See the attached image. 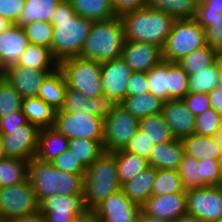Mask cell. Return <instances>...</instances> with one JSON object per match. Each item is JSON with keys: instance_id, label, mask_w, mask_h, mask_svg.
Masks as SVG:
<instances>
[{"instance_id": "obj_4", "label": "cell", "mask_w": 222, "mask_h": 222, "mask_svg": "<svg viewBox=\"0 0 222 222\" xmlns=\"http://www.w3.org/2000/svg\"><path fill=\"white\" fill-rule=\"evenodd\" d=\"M125 41L124 25L120 16L93 22L80 58L98 62L120 58Z\"/></svg>"}, {"instance_id": "obj_62", "label": "cell", "mask_w": 222, "mask_h": 222, "mask_svg": "<svg viewBox=\"0 0 222 222\" xmlns=\"http://www.w3.org/2000/svg\"><path fill=\"white\" fill-rule=\"evenodd\" d=\"M217 63L219 72V85H222V53L218 54Z\"/></svg>"}, {"instance_id": "obj_17", "label": "cell", "mask_w": 222, "mask_h": 222, "mask_svg": "<svg viewBox=\"0 0 222 222\" xmlns=\"http://www.w3.org/2000/svg\"><path fill=\"white\" fill-rule=\"evenodd\" d=\"M55 70H35L13 65L3 70L2 77L23 98L37 97L42 81Z\"/></svg>"}, {"instance_id": "obj_39", "label": "cell", "mask_w": 222, "mask_h": 222, "mask_svg": "<svg viewBox=\"0 0 222 222\" xmlns=\"http://www.w3.org/2000/svg\"><path fill=\"white\" fill-rule=\"evenodd\" d=\"M149 84V93L162 101L169 100V62L162 61L146 72Z\"/></svg>"}, {"instance_id": "obj_28", "label": "cell", "mask_w": 222, "mask_h": 222, "mask_svg": "<svg viewBox=\"0 0 222 222\" xmlns=\"http://www.w3.org/2000/svg\"><path fill=\"white\" fill-rule=\"evenodd\" d=\"M21 110L28 122L39 129L54 126L55 111L39 97L23 99Z\"/></svg>"}, {"instance_id": "obj_52", "label": "cell", "mask_w": 222, "mask_h": 222, "mask_svg": "<svg viewBox=\"0 0 222 222\" xmlns=\"http://www.w3.org/2000/svg\"><path fill=\"white\" fill-rule=\"evenodd\" d=\"M25 0H0V15L15 24L24 8Z\"/></svg>"}, {"instance_id": "obj_24", "label": "cell", "mask_w": 222, "mask_h": 222, "mask_svg": "<svg viewBox=\"0 0 222 222\" xmlns=\"http://www.w3.org/2000/svg\"><path fill=\"white\" fill-rule=\"evenodd\" d=\"M156 169L152 166L138 173L121 186L124 194L134 203L142 206L151 196Z\"/></svg>"}, {"instance_id": "obj_29", "label": "cell", "mask_w": 222, "mask_h": 222, "mask_svg": "<svg viewBox=\"0 0 222 222\" xmlns=\"http://www.w3.org/2000/svg\"><path fill=\"white\" fill-rule=\"evenodd\" d=\"M116 158L117 174L122 186L149 167L148 160L124 149L111 152Z\"/></svg>"}, {"instance_id": "obj_49", "label": "cell", "mask_w": 222, "mask_h": 222, "mask_svg": "<svg viewBox=\"0 0 222 222\" xmlns=\"http://www.w3.org/2000/svg\"><path fill=\"white\" fill-rule=\"evenodd\" d=\"M153 147L154 143L146 137L142 130L138 129L124 150L148 160Z\"/></svg>"}, {"instance_id": "obj_54", "label": "cell", "mask_w": 222, "mask_h": 222, "mask_svg": "<svg viewBox=\"0 0 222 222\" xmlns=\"http://www.w3.org/2000/svg\"><path fill=\"white\" fill-rule=\"evenodd\" d=\"M28 123L26 116L22 110L13 113L12 116L0 118V129H14Z\"/></svg>"}, {"instance_id": "obj_38", "label": "cell", "mask_w": 222, "mask_h": 222, "mask_svg": "<svg viewBox=\"0 0 222 222\" xmlns=\"http://www.w3.org/2000/svg\"><path fill=\"white\" fill-rule=\"evenodd\" d=\"M194 19L205 29L206 44L222 53V14H196Z\"/></svg>"}, {"instance_id": "obj_25", "label": "cell", "mask_w": 222, "mask_h": 222, "mask_svg": "<svg viewBox=\"0 0 222 222\" xmlns=\"http://www.w3.org/2000/svg\"><path fill=\"white\" fill-rule=\"evenodd\" d=\"M67 88L62 71L57 68L42 81L37 97L41 98L54 111L61 110Z\"/></svg>"}, {"instance_id": "obj_51", "label": "cell", "mask_w": 222, "mask_h": 222, "mask_svg": "<svg viewBox=\"0 0 222 222\" xmlns=\"http://www.w3.org/2000/svg\"><path fill=\"white\" fill-rule=\"evenodd\" d=\"M127 85V96H139L149 93L146 72H132Z\"/></svg>"}, {"instance_id": "obj_50", "label": "cell", "mask_w": 222, "mask_h": 222, "mask_svg": "<svg viewBox=\"0 0 222 222\" xmlns=\"http://www.w3.org/2000/svg\"><path fill=\"white\" fill-rule=\"evenodd\" d=\"M183 101L195 117L202 114L205 110L211 108L208 94L188 93L183 98Z\"/></svg>"}, {"instance_id": "obj_40", "label": "cell", "mask_w": 222, "mask_h": 222, "mask_svg": "<svg viewBox=\"0 0 222 222\" xmlns=\"http://www.w3.org/2000/svg\"><path fill=\"white\" fill-rule=\"evenodd\" d=\"M170 193H186L178 170L156 169L152 195H166Z\"/></svg>"}, {"instance_id": "obj_37", "label": "cell", "mask_w": 222, "mask_h": 222, "mask_svg": "<svg viewBox=\"0 0 222 222\" xmlns=\"http://www.w3.org/2000/svg\"><path fill=\"white\" fill-rule=\"evenodd\" d=\"M68 149L87 169L103 152V141L74 138L69 140Z\"/></svg>"}, {"instance_id": "obj_31", "label": "cell", "mask_w": 222, "mask_h": 222, "mask_svg": "<svg viewBox=\"0 0 222 222\" xmlns=\"http://www.w3.org/2000/svg\"><path fill=\"white\" fill-rule=\"evenodd\" d=\"M17 66L35 70H56L59 63L54 59L49 48L30 43L21 55Z\"/></svg>"}, {"instance_id": "obj_33", "label": "cell", "mask_w": 222, "mask_h": 222, "mask_svg": "<svg viewBox=\"0 0 222 222\" xmlns=\"http://www.w3.org/2000/svg\"><path fill=\"white\" fill-rule=\"evenodd\" d=\"M200 0H148V6L175 20L194 19Z\"/></svg>"}, {"instance_id": "obj_53", "label": "cell", "mask_w": 222, "mask_h": 222, "mask_svg": "<svg viewBox=\"0 0 222 222\" xmlns=\"http://www.w3.org/2000/svg\"><path fill=\"white\" fill-rule=\"evenodd\" d=\"M112 6L117 16L148 6V0H112Z\"/></svg>"}, {"instance_id": "obj_58", "label": "cell", "mask_w": 222, "mask_h": 222, "mask_svg": "<svg viewBox=\"0 0 222 222\" xmlns=\"http://www.w3.org/2000/svg\"><path fill=\"white\" fill-rule=\"evenodd\" d=\"M75 222H101L93 210H87L82 216L77 217Z\"/></svg>"}, {"instance_id": "obj_13", "label": "cell", "mask_w": 222, "mask_h": 222, "mask_svg": "<svg viewBox=\"0 0 222 222\" xmlns=\"http://www.w3.org/2000/svg\"><path fill=\"white\" fill-rule=\"evenodd\" d=\"M44 222H75L86 211L83 195L54 194L39 203Z\"/></svg>"}, {"instance_id": "obj_46", "label": "cell", "mask_w": 222, "mask_h": 222, "mask_svg": "<svg viewBox=\"0 0 222 222\" xmlns=\"http://www.w3.org/2000/svg\"><path fill=\"white\" fill-rule=\"evenodd\" d=\"M195 132L202 136H214L221 129V114L212 108L195 117Z\"/></svg>"}, {"instance_id": "obj_18", "label": "cell", "mask_w": 222, "mask_h": 222, "mask_svg": "<svg viewBox=\"0 0 222 222\" xmlns=\"http://www.w3.org/2000/svg\"><path fill=\"white\" fill-rule=\"evenodd\" d=\"M121 58L133 72H148L163 61L162 48L151 43L125 41Z\"/></svg>"}, {"instance_id": "obj_16", "label": "cell", "mask_w": 222, "mask_h": 222, "mask_svg": "<svg viewBox=\"0 0 222 222\" xmlns=\"http://www.w3.org/2000/svg\"><path fill=\"white\" fill-rule=\"evenodd\" d=\"M101 222H137L141 206L132 202L122 190L108 196L94 210Z\"/></svg>"}, {"instance_id": "obj_12", "label": "cell", "mask_w": 222, "mask_h": 222, "mask_svg": "<svg viewBox=\"0 0 222 222\" xmlns=\"http://www.w3.org/2000/svg\"><path fill=\"white\" fill-rule=\"evenodd\" d=\"M40 129L31 123L14 129H0V137L7 157L31 160L38 148Z\"/></svg>"}, {"instance_id": "obj_41", "label": "cell", "mask_w": 222, "mask_h": 222, "mask_svg": "<svg viewBox=\"0 0 222 222\" xmlns=\"http://www.w3.org/2000/svg\"><path fill=\"white\" fill-rule=\"evenodd\" d=\"M218 54L216 49L206 44L186 55L177 63L190 75L193 74V70L205 69L211 65L217 59Z\"/></svg>"}, {"instance_id": "obj_10", "label": "cell", "mask_w": 222, "mask_h": 222, "mask_svg": "<svg viewBox=\"0 0 222 222\" xmlns=\"http://www.w3.org/2000/svg\"><path fill=\"white\" fill-rule=\"evenodd\" d=\"M39 211V202L30 181L0 188V220L28 215Z\"/></svg>"}, {"instance_id": "obj_20", "label": "cell", "mask_w": 222, "mask_h": 222, "mask_svg": "<svg viewBox=\"0 0 222 222\" xmlns=\"http://www.w3.org/2000/svg\"><path fill=\"white\" fill-rule=\"evenodd\" d=\"M141 209L150 216L172 222L187 214L186 193L152 195Z\"/></svg>"}, {"instance_id": "obj_56", "label": "cell", "mask_w": 222, "mask_h": 222, "mask_svg": "<svg viewBox=\"0 0 222 222\" xmlns=\"http://www.w3.org/2000/svg\"><path fill=\"white\" fill-rule=\"evenodd\" d=\"M211 108L222 114V85H218L209 94Z\"/></svg>"}, {"instance_id": "obj_27", "label": "cell", "mask_w": 222, "mask_h": 222, "mask_svg": "<svg viewBox=\"0 0 222 222\" xmlns=\"http://www.w3.org/2000/svg\"><path fill=\"white\" fill-rule=\"evenodd\" d=\"M60 2L61 0H25L24 8L15 24L23 27L36 21L51 23Z\"/></svg>"}, {"instance_id": "obj_57", "label": "cell", "mask_w": 222, "mask_h": 222, "mask_svg": "<svg viewBox=\"0 0 222 222\" xmlns=\"http://www.w3.org/2000/svg\"><path fill=\"white\" fill-rule=\"evenodd\" d=\"M6 222H44V215L40 211H37L28 215L9 219Z\"/></svg>"}, {"instance_id": "obj_14", "label": "cell", "mask_w": 222, "mask_h": 222, "mask_svg": "<svg viewBox=\"0 0 222 222\" xmlns=\"http://www.w3.org/2000/svg\"><path fill=\"white\" fill-rule=\"evenodd\" d=\"M118 105L119 103L115 99L106 95L89 98L67 86L61 110L73 113L83 111L89 115L97 116L104 121L113 113Z\"/></svg>"}, {"instance_id": "obj_3", "label": "cell", "mask_w": 222, "mask_h": 222, "mask_svg": "<svg viewBox=\"0 0 222 222\" xmlns=\"http://www.w3.org/2000/svg\"><path fill=\"white\" fill-rule=\"evenodd\" d=\"M28 180L39 203L54 194L83 195L84 176L60 171L36 157L29 161Z\"/></svg>"}, {"instance_id": "obj_26", "label": "cell", "mask_w": 222, "mask_h": 222, "mask_svg": "<svg viewBox=\"0 0 222 222\" xmlns=\"http://www.w3.org/2000/svg\"><path fill=\"white\" fill-rule=\"evenodd\" d=\"M184 152L198 161L201 159L219 160L221 150L214 139V136H202L199 134H191L182 139Z\"/></svg>"}, {"instance_id": "obj_47", "label": "cell", "mask_w": 222, "mask_h": 222, "mask_svg": "<svg viewBox=\"0 0 222 222\" xmlns=\"http://www.w3.org/2000/svg\"><path fill=\"white\" fill-rule=\"evenodd\" d=\"M51 163L56 169H59L60 171L69 174H79L80 176H85L86 169L69 149L61 152L51 161Z\"/></svg>"}, {"instance_id": "obj_19", "label": "cell", "mask_w": 222, "mask_h": 222, "mask_svg": "<svg viewBox=\"0 0 222 222\" xmlns=\"http://www.w3.org/2000/svg\"><path fill=\"white\" fill-rule=\"evenodd\" d=\"M163 118L175 139L182 140L195 132V116L183 99H170L163 103Z\"/></svg>"}, {"instance_id": "obj_30", "label": "cell", "mask_w": 222, "mask_h": 222, "mask_svg": "<svg viewBox=\"0 0 222 222\" xmlns=\"http://www.w3.org/2000/svg\"><path fill=\"white\" fill-rule=\"evenodd\" d=\"M75 13L86 19L103 21L115 16L112 0H69Z\"/></svg>"}, {"instance_id": "obj_9", "label": "cell", "mask_w": 222, "mask_h": 222, "mask_svg": "<svg viewBox=\"0 0 222 222\" xmlns=\"http://www.w3.org/2000/svg\"><path fill=\"white\" fill-rule=\"evenodd\" d=\"M138 129L139 119L131 115L119 104L113 113L104 120V152H114L116 150L124 149Z\"/></svg>"}, {"instance_id": "obj_32", "label": "cell", "mask_w": 222, "mask_h": 222, "mask_svg": "<svg viewBox=\"0 0 222 222\" xmlns=\"http://www.w3.org/2000/svg\"><path fill=\"white\" fill-rule=\"evenodd\" d=\"M164 101L151 93L127 96L119 104L138 119L162 112Z\"/></svg>"}, {"instance_id": "obj_44", "label": "cell", "mask_w": 222, "mask_h": 222, "mask_svg": "<svg viewBox=\"0 0 222 222\" xmlns=\"http://www.w3.org/2000/svg\"><path fill=\"white\" fill-rule=\"evenodd\" d=\"M188 74L177 62H169V100L183 99L188 94Z\"/></svg>"}, {"instance_id": "obj_34", "label": "cell", "mask_w": 222, "mask_h": 222, "mask_svg": "<svg viewBox=\"0 0 222 222\" xmlns=\"http://www.w3.org/2000/svg\"><path fill=\"white\" fill-rule=\"evenodd\" d=\"M29 160L6 157L0 160V188L9 187L28 179Z\"/></svg>"}, {"instance_id": "obj_43", "label": "cell", "mask_w": 222, "mask_h": 222, "mask_svg": "<svg viewBox=\"0 0 222 222\" xmlns=\"http://www.w3.org/2000/svg\"><path fill=\"white\" fill-rule=\"evenodd\" d=\"M23 98L15 89L1 76L0 77V118L12 116L13 113L21 111Z\"/></svg>"}, {"instance_id": "obj_61", "label": "cell", "mask_w": 222, "mask_h": 222, "mask_svg": "<svg viewBox=\"0 0 222 222\" xmlns=\"http://www.w3.org/2000/svg\"><path fill=\"white\" fill-rule=\"evenodd\" d=\"M12 25L6 18L0 15V34Z\"/></svg>"}, {"instance_id": "obj_5", "label": "cell", "mask_w": 222, "mask_h": 222, "mask_svg": "<svg viewBox=\"0 0 222 222\" xmlns=\"http://www.w3.org/2000/svg\"><path fill=\"white\" fill-rule=\"evenodd\" d=\"M121 190L116 158L103 152L87 169L84 176L83 196L87 210H94L108 196Z\"/></svg>"}, {"instance_id": "obj_8", "label": "cell", "mask_w": 222, "mask_h": 222, "mask_svg": "<svg viewBox=\"0 0 222 222\" xmlns=\"http://www.w3.org/2000/svg\"><path fill=\"white\" fill-rule=\"evenodd\" d=\"M104 121L86 112L55 111L54 128L69 140L74 138L103 141Z\"/></svg>"}, {"instance_id": "obj_59", "label": "cell", "mask_w": 222, "mask_h": 222, "mask_svg": "<svg viewBox=\"0 0 222 222\" xmlns=\"http://www.w3.org/2000/svg\"><path fill=\"white\" fill-rule=\"evenodd\" d=\"M137 222H170L168 220L160 219L158 217H153L148 214H146L142 209L138 216Z\"/></svg>"}, {"instance_id": "obj_1", "label": "cell", "mask_w": 222, "mask_h": 222, "mask_svg": "<svg viewBox=\"0 0 222 222\" xmlns=\"http://www.w3.org/2000/svg\"><path fill=\"white\" fill-rule=\"evenodd\" d=\"M51 24V53L54 59L60 63L68 58L80 57L93 21L77 15L69 0H61L52 16Z\"/></svg>"}, {"instance_id": "obj_55", "label": "cell", "mask_w": 222, "mask_h": 222, "mask_svg": "<svg viewBox=\"0 0 222 222\" xmlns=\"http://www.w3.org/2000/svg\"><path fill=\"white\" fill-rule=\"evenodd\" d=\"M222 14V0H200L196 14Z\"/></svg>"}, {"instance_id": "obj_66", "label": "cell", "mask_w": 222, "mask_h": 222, "mask_svg": "<svg viewBox=\"0 0 222 222\" xmlns=\"http://www.w3.org/2000/svg\"><path fill=\"white\" fill-rule=\"evenodd\" d=\"M3 75V70H2V68H1V66H0V77Z\"/></svg>"}, {"instance_id": "obj_45", "label": "cell", "mask_w": 222, "mask_h": 222, "mask_svg": "<svg viewBox=\"0 0 222 222\" xmlns=\"http://www.w3.org/2000/svg\"><path fill=\"white\" fill-rule=\"evenodd\" d=\"M31 44L41 45L51 50L53 25L49 22L36 21L23 26Z\"/></svg>"}, {"instance_id": "obj_15", "label": "cell", "mask_w": 222, "mask_h": 222, "mask_svg": "<svg viewBox=\"0 0 222 222\" xmlns=\"http://www.w3.org/2000/svg\"><path fill=\"white\" fill-rule=\"evenodd\" d=\"M132 72V69L121 57L101 62L103 95L120 103L127 97V83Z\"/></svg>"}, {"instance_id": "obj_21", "label": "cell", "mask_w": 222, "mask_h": 222, "mask_svg": "<svg viewBox=\"0 0 222 222\" xmlns=\"http://www.w3.org/2000/svg\"><path fill=\"white\" fill-rule=\"evenodd\" d=\"M30 44L22 26L12 24L0 34V66L2 70L17 65Z\"/></svg>"}, {"instance_id": "obj_42", "label": "cell", "mask_w": 222, "mask_h": 222, "mask_svg": "<svg viewBox=\"0 0 222 222\" xmlns=\"http://www.w3.org/2000/svg\"><path fill=\"white\" fill-rule=\"evenodd\" d=\"M199 161L194 157L184 153L178 168V173L185 190L202 187L200 178Z\"/></svg>"}, {"instance_id": "obj_2", "label": "cell", "mask_w": 222, "mask_h": 222, "mask_svg": "<svg viewBox=\"0 0 222 222\" xmlns=\"http://www.w3.org/2000/svg\"><path fill=\"white\" fill-rule=\"evenodd\" d=\"M125 40L151 43L163 48L175 19L149 6L122 14Z\"/></svg>"}, {"instance_id": "obj_64", "label": "cell", "mask_w": 222, "mask_h": 222, "mask_svg": "<svg viewBox=\"0 0 222 222\" xmlns=\"http://www.w3.org/2000/svg\"><path fill=\"white\" fill-rule=\"evenodd\" d=\"M6 157L7 156L5 154V151H4V148H3V143H2V140H1V137H0V160L4 159Z\"/></svg>"}, {"instance_id": "obj_11", "label": "cell", "mask_w": 222, "mask_h": 222, "mask_svg": "<svg viewBox=\"0 0 222 222\" xmlns=\"http://www.w3.org/2000/svg\"><path fill=\"white\" fill-rule=\"evenodd\" d=\"M187 214L201 222H218L222 219V189L204 186L186 191Z\"/></svg>"}, {"instance_id": "obj_63", "label": "cell", "mask_w": 222, "mask_h": 222, "mask_svg": "<svg viewBox=\"0 0 222 222\" xmlns=\"http://www.w3.org/2000/svg\"><path fill=\"white\" fill-rule=\"evenodd\" d=\"M214 139L220 147L222 152V128L214 135Z\"/></svg>"}, {"instance_id": "obj_35", "label": "cell", "mask_w": 222, "mask_h": 222, "mask_svg": "<svg viewBox=\"0 0 222 222\" xmlns=\"http://www.w3.org/2000/svg\"><path fill=\"white\" fill-rule=\"evenodd\" d=\"M188 93L209 94L219 85V72L217 59L205 69L193 70L188 75Z\"/></svg>"}, {"instance_id": "obj_48", "label": "cell", "mask_w": 222, "mask_h": 222, "mask_svg": "<svg viewBox=\"0 0 222 222\" xmlns=\"http://www.w3.org/2000/svg\"><path fill=\"white\" fill-rule=\"evenodd\" d=\"M200 178L202 187L220 186L222 177L219 170V161L214 159H201L199 161Z\"/></svg>"}, {"instance_id": "obj_65", "label": "cell", "mask_w": 222, "mask_h": 222, "mask_svg": "<svg viewBox=\"0 0 222 222\" xmlns=\"http://www.w3.org/2000/svg\"><path fill=\"white\" fill-rule=\"evenodd\" d=\"M218 161H219V170H220V174H221V177H222V153H221Z\"/></svg>"}, {"instance_id": "obj_36", "label": "cell", "mask_w": 222, "mask_h": 222, "mask_svg": "<svg viewBox=\"0 0 222 222\" xmlns=\"http://www.w3.org/2000/svg\"><path fill=\"white\" fill-rule=\"evenodd\" d=\"M139 129L154 144H164L175 139L161 113L139 119Z\"/></svg>"}, {"instance_id": "obj_23", "label": "cell", "mask_w": 222, "mask_h": 222, "mask_svg": "<svg viewBox=\"0 0 222 222\" xmlns=\"http://www.w3.org/2000/svg\"><path fill=\"white\" fill-rule=\"evenodd\" d=\"M69 139L54 127L40 129L38 148L35 157L51 162L61 152L68 150Z\"/></svg>"}, {"instance_id": "obj_60", "label": "cell", "mask_w": 222, "mask_h": 222, "mask_svg": "<svg viewBox=\"0 0 222 222\" xmlns=\"http://www.w3.org/2000/svg\"><path fill=\"white\" fill-rule=\"evenodd\" d=\"M172 222H201V221L193 215L185 214V215L178 217L176 220H174Z\"/></svg>"}, {"instance_id": "obj_22", "label": "cell", "mask_w": 222, "mask_h": 222, "mask_svg": "<svg viewBox=\"0 0 222 222\" xmlns=\"http://www.w3.org/2000/svg\"><path fill=\"white\" fill-rule=\"evenodd\" d=\"M184 153V145L180 139L154 144L148 163L155 169L178 170Z\"/></svg>"}, {"instance_id": "obj_6", "label": "cell", "mask_w": 222, "mask_h": 222, "mask_svg": "<svg viewBox=\"0 0 222 222\" xmlns=\"http://www.w3.org/2000/svg\"><path fill=\"white\" fill-rule=\"evenodd\" d=\"M205 45V29L195 19L175 20L162 48L163 60L178 62Z\"/></svg>"}, {"instance_id": "obj_7", "label": "cell", "mask_w": 222, "mask_h": 222, "mask_svg": "<svg viewBox=\"0 0 222 222\" xmlns=\"http://www.w3.org/2000/svg\"><path fill=\"white\" fill-rule=\"evenodd\" d=\"M70 89L86 97L96 98L103 95L101 83V62L80 57L62 60L58 67Z\"/></svg>"}]
</instances>
